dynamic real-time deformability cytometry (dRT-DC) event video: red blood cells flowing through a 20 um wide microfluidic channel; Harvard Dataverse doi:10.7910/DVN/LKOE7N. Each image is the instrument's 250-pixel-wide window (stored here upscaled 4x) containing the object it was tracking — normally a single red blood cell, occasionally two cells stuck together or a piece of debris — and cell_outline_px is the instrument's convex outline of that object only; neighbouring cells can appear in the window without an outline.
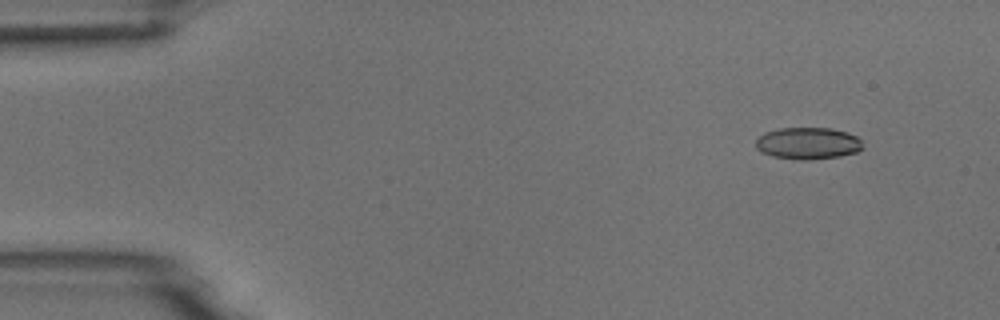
{"species": "common noctule bat (a hibernating species)", "species_latin": "Nyctalus noctula", "temperature_condition": "room temperature", "stored_images_in_passage": 5, "segment_of_instrument_passage": [1, 2], "camera_frame_rate_fps": 3000, "um_per_image_px": 0.085, "animal": {"sex": "male", "body_mass_g": 18.8}, "frame": {"image": 1, "passage_image": 2, "time_ms": 1.333, "image_size_px": [1000, 320], "cell_outline_px": [[864, 148], [856, 152], [840, 156], [812, 160], [800, 160], [772, 156], [756, 148], [756, 140], [764, 132], [780, 128], [832, 128], [848, 132], [856, 136], [860, 140]], "centroid_in_image_um": [68.69, 12.18], "position_along_channel_um": 16.3, "area_um2": 19.94}}